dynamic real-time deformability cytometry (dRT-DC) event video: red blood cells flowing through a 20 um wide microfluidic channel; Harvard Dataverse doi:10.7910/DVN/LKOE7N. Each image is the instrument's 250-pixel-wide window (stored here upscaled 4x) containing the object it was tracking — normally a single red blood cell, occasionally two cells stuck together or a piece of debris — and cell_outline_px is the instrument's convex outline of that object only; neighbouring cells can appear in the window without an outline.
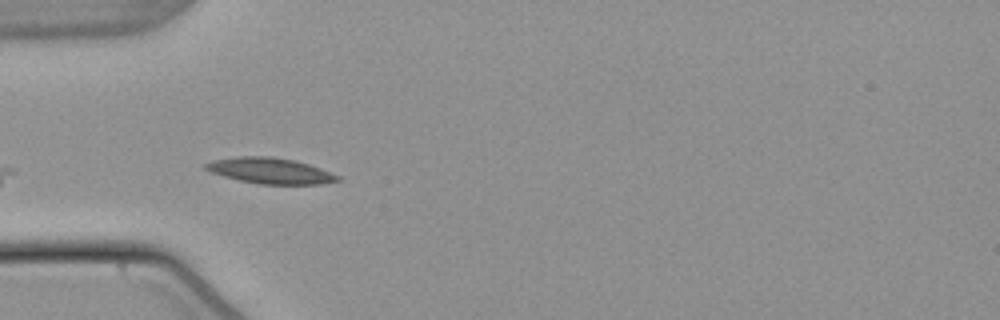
{"species": "common noctule bat (a hibernating species)", "species_latin": "Nyctalus noctula", "temperature_condition": "warm", "stored_images_in_passage": 41, "camera_frame_rate_fps": 3000, "um_per_image_px": 0.085, "animal": {"sex": "male", "body_mass_g": 21.5, "forearm_length_mm": 52.0}, "frame": {"image": 1, "passage_image": 4, "time_ms": 1.0, "image_size_px": [1000, 320], "cell_outline_px": [[340, 180], [320, 184], [260, 184], [240, 180], [224, 176], [212, 172], [204, 168], [204, 164], [216, 160], [240, 156], [272, 156], [292, 160], [308, 164], [320, 168], [340, 176]], "centroid_in_image_um": [22.99, 14.51], "position_along_channel_um": 62.0, "area_um2": 19.54}}
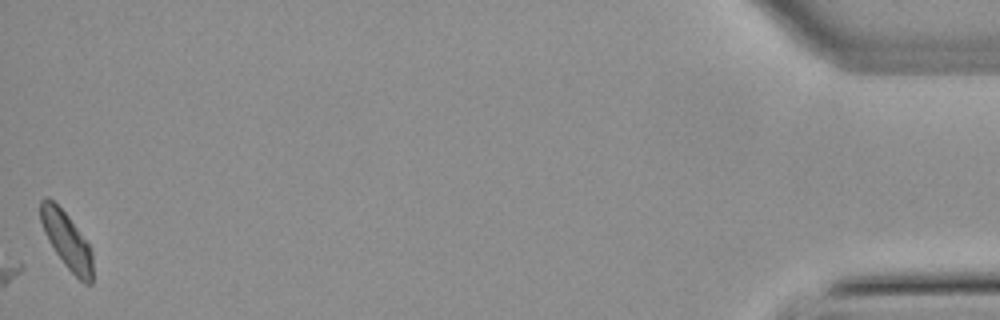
{"frame": {"image": 2, "passage_image": 41, "time_ms": 13.333, "image_size_px": [1000, 320], "cell_outline_px": [[92, 284], [84, 284], [64, 264], [48, 240], [44, 232], [40, 220], [40, 200], [44, 196], [48, 196], [68, 216], [88, 244], [92, 252]], "centroid_in_image_um": [5.65, 20.42], "position_along_channel_um": 429.5, "area_um2": 16.94}}